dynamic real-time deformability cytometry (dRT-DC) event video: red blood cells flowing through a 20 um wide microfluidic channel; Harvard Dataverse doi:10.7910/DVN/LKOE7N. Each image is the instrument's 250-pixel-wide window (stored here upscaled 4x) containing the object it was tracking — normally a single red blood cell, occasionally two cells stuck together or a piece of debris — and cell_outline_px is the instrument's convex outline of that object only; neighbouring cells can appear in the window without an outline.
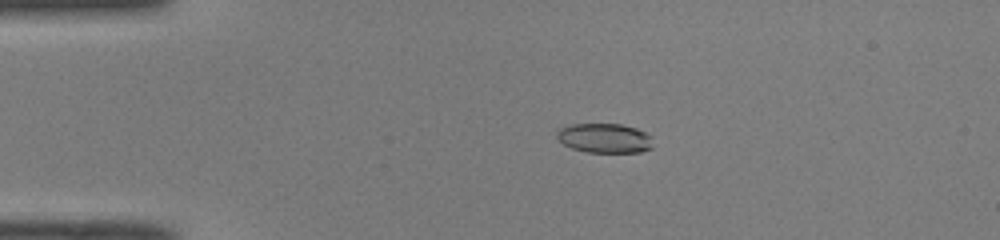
{"species": "common noctule bat (a hibernating species)", "species_latin": "Nyctalus noctula", "temperature_condition": "room temperature", "stored_images_in_passage": 41, "camera_frame_rate_fps": 3000, "um_per_image_px": 0.085, "animal": {"sex": "male", "body_mass_g": 19.0, "forearm_length_mm": 50.8}, "frame": {"image": 1, "passage_image": 2, "time_ms": 0.333, "image_size_px": [1000, 240], "cell_outline_px": [[652, 148], [640, 152], [588, 152], [572, 148], [564, 144], [556, 136], [556, 132], [560, 128], [572, 124], [620, 124], [636, 128], [652, 136]], "centroid_in_image_um": [51.4, 11.74], "position_along_channel_um": 33.6, "area_um2": 16.47}}
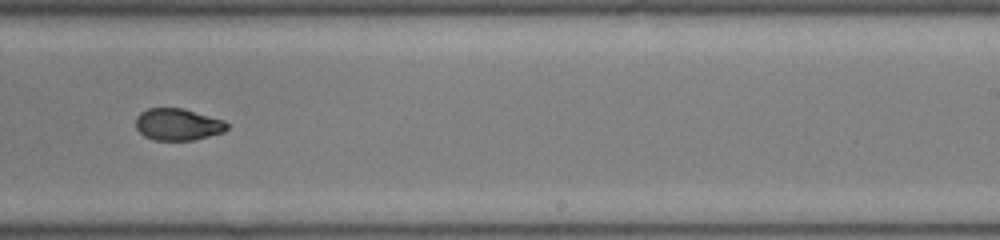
{"frame": {"image": 2, "passage_image": 23, "time_ms": 7.333, "image_size_px": [1000, 240], "cell_outline_px": [[228, 128], [224, 132], [192, 140], [152, 140], [144, 136], [136, 128], [136, 116], [140, 112], [148, 108], [184, 108], [224, 120], [228, 124]], "centroid_in_image_um": [15.1, 10.57], "position_along_channel_um": 273.9, "area_um2": 17.05}}
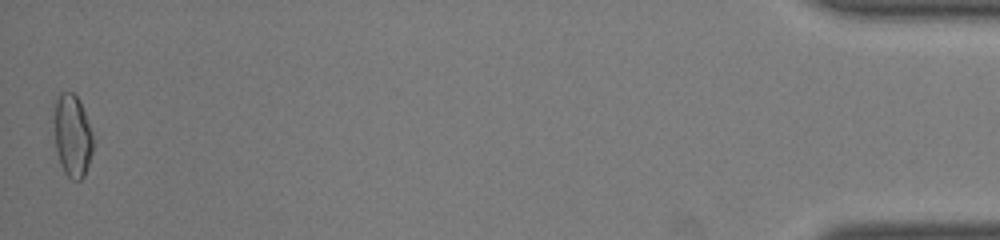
{"frame": {"image": 3, "passage_image": 41, "time_ms": 13.333, "image_size_px": [1000, 240], "cell_outline_px": [[92, 152], [84, 176], [80, 180], [72, 180], [64, 172], [60, 164], [56, 152], [52, 120], [52, 100], [60, 92], [72, 92], [80, 100], [92, 132]], "centroid_in_image_um": [6.08, 11.46], "position_along_channel_um": 429.1, "area_um2": 19.42}, "authors_computed_cell_mechanics": {"area_um2": 17.8024, "velocity_mm_per_s": 4.0992, "shape_relaxation_time_tau1_ms": 8.8637, "shape_relaxation_time_tau2_ms": 2.1486, "deformation_change_tau1": 0.2159, "deformation_change_tau2": 0.0645}}